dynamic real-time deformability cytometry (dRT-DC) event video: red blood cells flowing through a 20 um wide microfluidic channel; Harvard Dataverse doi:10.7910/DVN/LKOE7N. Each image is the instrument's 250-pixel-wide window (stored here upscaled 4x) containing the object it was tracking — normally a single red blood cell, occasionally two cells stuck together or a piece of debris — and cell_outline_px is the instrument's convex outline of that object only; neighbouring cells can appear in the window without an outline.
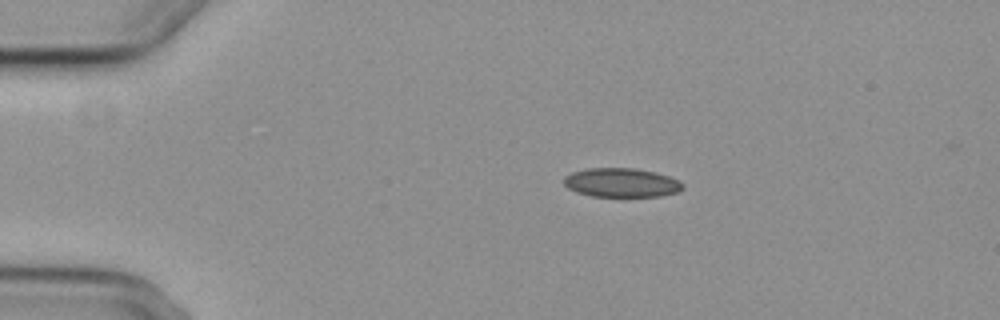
{"species": "common noctule bat (a hibernating species)", "species_latin": "Nyctalus noctula", "temperature_condition": "cold", "stored_images_in_passage": 3, "camera_frame_rate_fps": 3000, "um_per_image_px": 0.085, "animal": {"sex": "female", "body_mass_g": 29.2, "forearm_length_mm": 56.3}, "frame": {"image": 1, "passage_image": 2, "time_ms": 1.0, "image_size_px": [1000, 320], "cell_outline_px": [[684, 188], [680, 192], [660, 196], [592, 196], [576, 192], [568, 188], [564, 184], [564, 176], [572, 172], [588, 168], [636, 168], [656, 172], [680, 180], [684, 184]], "centroid_in_image_um": [52.86, 15.52], "position_along_channel_um": 32.1, "area_um2": 20.29}}